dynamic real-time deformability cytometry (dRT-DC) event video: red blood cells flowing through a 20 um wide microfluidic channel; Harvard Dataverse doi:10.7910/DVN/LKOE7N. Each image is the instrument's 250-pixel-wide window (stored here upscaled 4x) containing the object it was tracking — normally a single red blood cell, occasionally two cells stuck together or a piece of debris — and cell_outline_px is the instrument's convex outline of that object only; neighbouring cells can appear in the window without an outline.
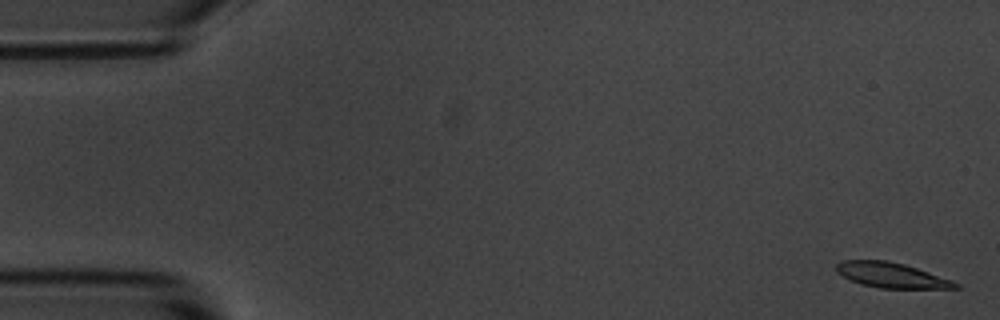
{"species": "common noctule bat (a hibernating species)", "species_latin": "Nyctalus noctula", "temperature_condition": "room temperature", "stored_images_in_passage": 6, "camera_frame_rate_fps": 3000, "um_per_image_px": 0.085, "animal": {"sex": "male", "body_mass_g": 20.1, "forearm_length_mm": 53.5}, "frame": {"image": 1, "passage_image": 1, "time_ms": 0.0, "image_size_px": [1000, 320], "cell_outline_px": [[960, 288], [880, 288], [860, 284], [836, 272], [836, 264], [844, 260], [888, 260], [904, 264], [952, 280], [960, 284]], "centroid_in_image_um": [75.77, 23.39], "position_along_channel_um": 9.2, "area_um2": 17.28}}